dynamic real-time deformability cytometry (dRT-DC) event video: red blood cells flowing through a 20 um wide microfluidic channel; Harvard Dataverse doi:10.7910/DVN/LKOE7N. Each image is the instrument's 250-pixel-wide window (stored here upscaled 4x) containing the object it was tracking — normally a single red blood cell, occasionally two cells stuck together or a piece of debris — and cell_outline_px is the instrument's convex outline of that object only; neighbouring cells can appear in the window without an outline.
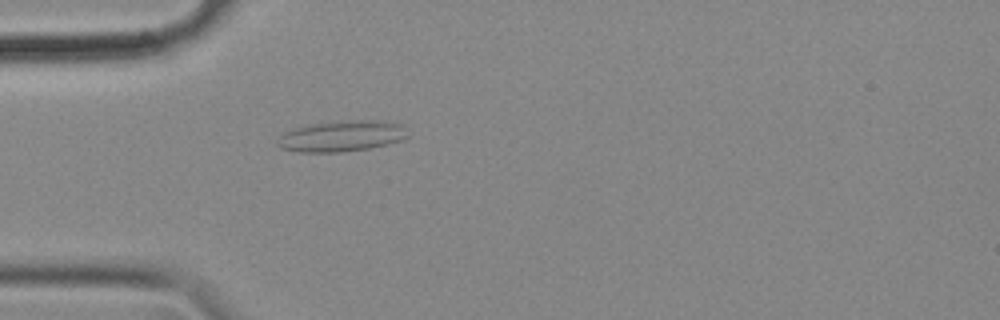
{"species": "common noctule bat (a hibernating species)", "species_latin": "Nyctalus noctula", "temperature_condition": "cold", "stored_images_in_passage": 56, "camera_frame_rate_fps": 3000, "um_per_image_px": 0.085, "animal": {"sex": "female", "body_mass_g": 18.4}, "frame": {"image": 1, "passage_image": 16, "time_ms": 5.0, "image_size_px": [1000, 320], "cell_outline_px": [[408, 136], [404, 140], [388, 144], [368, 148], [340, 152], [300, 152], [280, 148], [276, 144], [280, 136], [284, 132], [308, 124], [344, 120], [380, 120], [400, 124]], "centroid_in_image_um": [29.02, 11.56], "position_along_channel_um": 56.0, "area_um2": 23.47}}
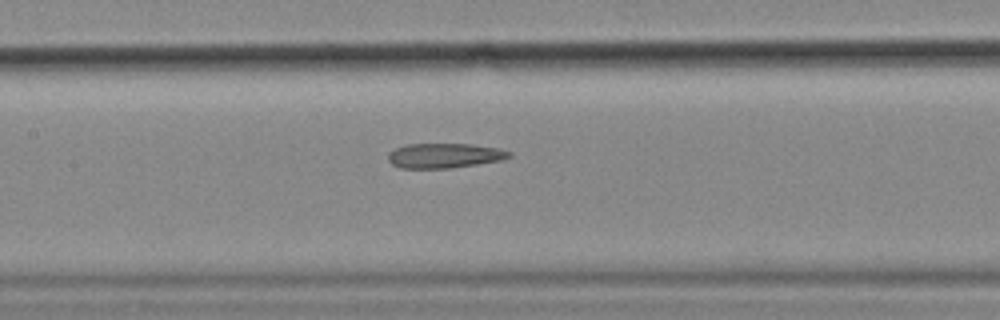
{"frame": {"image": 2, "passage_image": 26, "time_ms": 8.333, "image_size_px": [1000, 320], "cell_outline_px": [[512, 156], [504, 160], [448, 168], [400, 168], [392, 164], [388, 160], [388, 152], [396, 148], [408, 144], [472, 144], [500, 148], [512, 152]], "centroid_in_image_um": [37.81, 13.22], "position_along_channel_um": 169.6, "area_um2": 17.57}}
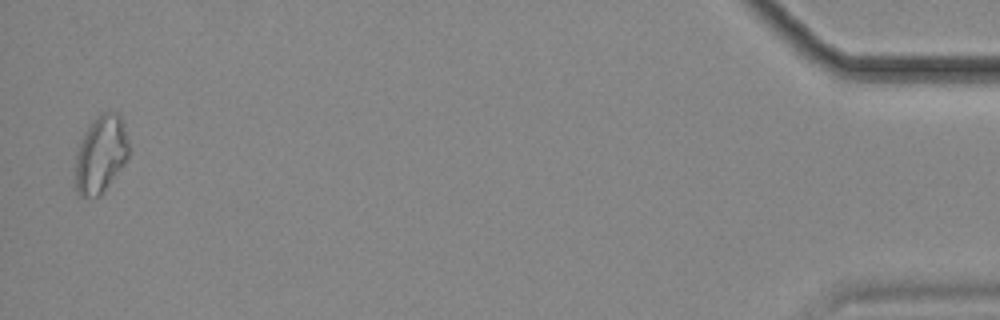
{"frame": {"image": 3, "passage_image": 55, "time_ms": 18.0, "image_size_px": [1000, 320], "cell_outline_px": [[128, 156], [124, 164], [100, 196], [80, 196], [76, 192], [72, 168], [76, 152], [84, 132], [92, 120], [100, 112], [120, 112], [124, 120], [128, 140]], "centroid_in_image_um": [8.53, 13.09], "position_along_channel_um": 426.7, "area_um2": 24.85}, "authors_computed_cell_mechanics": {"area_um2": 19.6231, "velocity_mm_per_s": 3.5668, "shape_relaxation_time_tau1_ms": null, "shape_relaxation_time_tau2_ms": 6.5996, "deformation_change_tau1": null, "deformation_change_tau2": 0.1777}}